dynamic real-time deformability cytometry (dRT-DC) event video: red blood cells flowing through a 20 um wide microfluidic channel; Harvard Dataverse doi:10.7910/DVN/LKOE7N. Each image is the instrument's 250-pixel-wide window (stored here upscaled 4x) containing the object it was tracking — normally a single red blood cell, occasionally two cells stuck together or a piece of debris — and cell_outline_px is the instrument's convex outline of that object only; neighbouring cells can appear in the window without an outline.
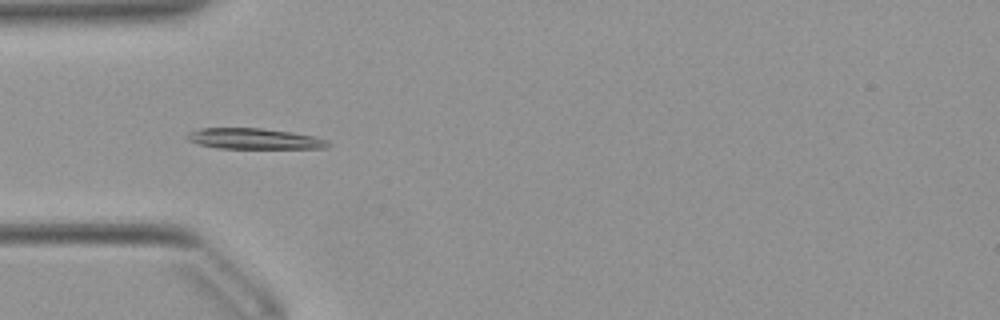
{"species": "Egyptian fruit bat (a non-hibernating species)", "species_latin": "Rousettus aegyptiacus", "temperature_condition": "warm", "stored_images_in_passage": 52, "camera_frame_rate_fps": 3000, "um_per_image_px": 0.085, "animal": {"sex": "female"}, "frame": {"image": 1, "passage_image": 16, "time_ms": 5.0, "image_size_px": [1000, 320], "cell_outline_px": [[332, 144], [328, 148], [216, 148], [200, 144], [188, 140], [184, 136], [188, 132], [200, 128], [260, 128], [292, 132], [312, 136], [328, 140]], "centroid_in_image_um": [21.61, 11.79], "position_along_channel_um": 63.4, "area_um2": 17.05}}
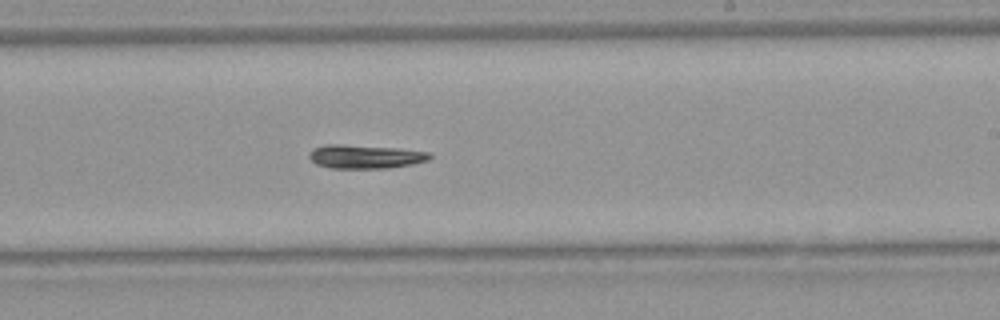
{"frame": {"image": 2, "passage_image": 31, "time_ms": 10.0, "image_size_px": [1000, 320], "cell_outline_px": [[432, 156], [428, 160], [412, 164], [388, 168], [332, 168], [316, 164], [308, 156], [308, 152], [312, 148], [324, 144], [340, 144], [400, 148], [432, 152]], "centroid_in_image_um": [31.04, 13.3], "position_along_channel_um": 258.0, "area_um2": 16.88}}
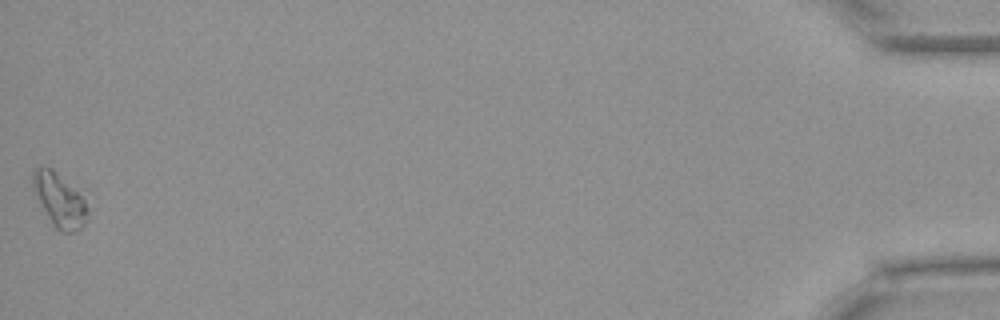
{"frame": {"image": 3, "passage_image": 52, "time_ms": 17.0, "image_size_px": [1000, 320], "cell_outline_px": [[88, 216], [80, 228], [72, 232], [60, 232], [52, 224], [32, 192], [32, 172], [36, 168], [52, 168], [88, 188]], "centroid_in_image_um": [5.17, 16.9], "position_along_channel_um": 430.0, "area_um2": 18.84}, "authors_computed_cell_mechanics": {"area_um2": 16.8198, "velocity_mm_per_s": 3.9172, "shape_relaxation_time_tau1_ms": 11.1451, "shape_relaxation_time_tau2_ms": null, "deformation_change_tau1": 0.2046, "deformation_change_tau2": null}}